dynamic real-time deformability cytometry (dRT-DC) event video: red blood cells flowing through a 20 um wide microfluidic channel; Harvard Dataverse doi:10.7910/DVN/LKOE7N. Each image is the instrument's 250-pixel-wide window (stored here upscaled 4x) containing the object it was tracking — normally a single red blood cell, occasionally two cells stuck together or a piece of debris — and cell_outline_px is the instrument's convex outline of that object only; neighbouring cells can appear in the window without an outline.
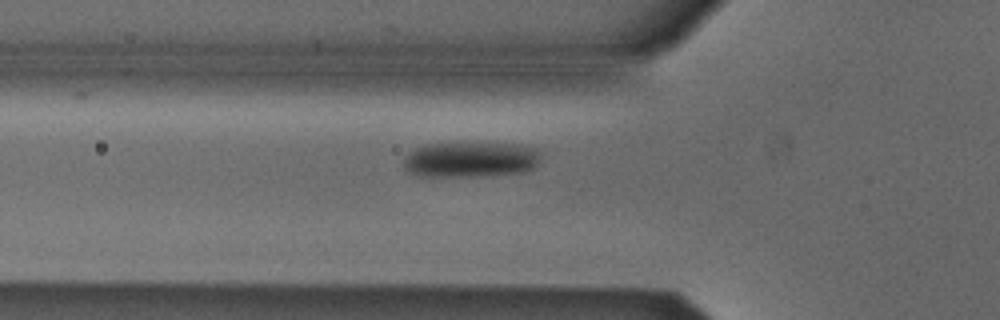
{"species": "Egyptian fruit bat (a non-hibernating species)", "species_latin": "Rousettus aegyptiacus", "temperature_condition": "cold", "stored_images_in_passage": 34, "camera_frame_rate_fps": 3000, "um_per_image_px": 0.085, "animal": {"sex": "male"}, "frame": {"image": 1, "passage_image": 2, "time_ms": 0.333, "image_size_px": [1000, 320], "cell_outline_px": [[540, 160], [532, 168], [524, 172], [484, 176], [416, 176], [408, 172], [404, 168], [404, 160], [408, 152], [424, 144], [516, 144], [536, 148], [540, 152]], "centroid_in_image_um": [39.98, 13.58], "position_along_channel_um": 85.8, "area_um2": 28.26}}
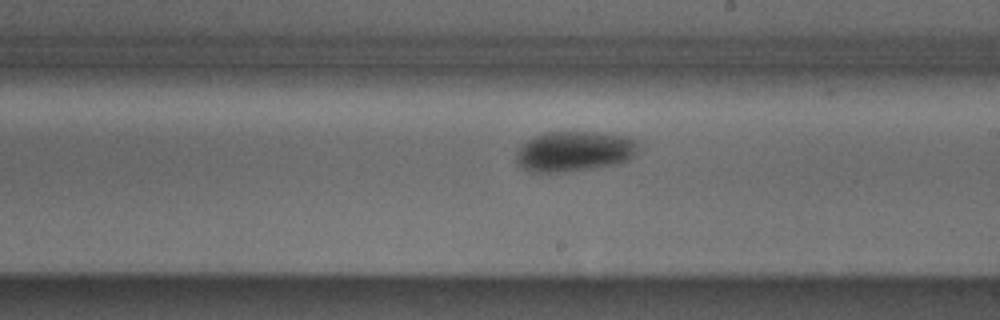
{"frame": {"image": 2, "passage_image": 14, "time_ms": 4.333, "image_size_px": [1000, 320], "cell_outline_px": [[640, 148], [636, 156], [620, 164], [572, 172], [528, 172], [520, 168], [516, 164], [516, 152], [520, 144], [532, 136], [544, 132], [596, 132], [628, 136], [640, 140]], "centroid_in_image_um": [48.84, 12.87], "position_along_channel_um": 240.2, "area_um2": 29.88}}
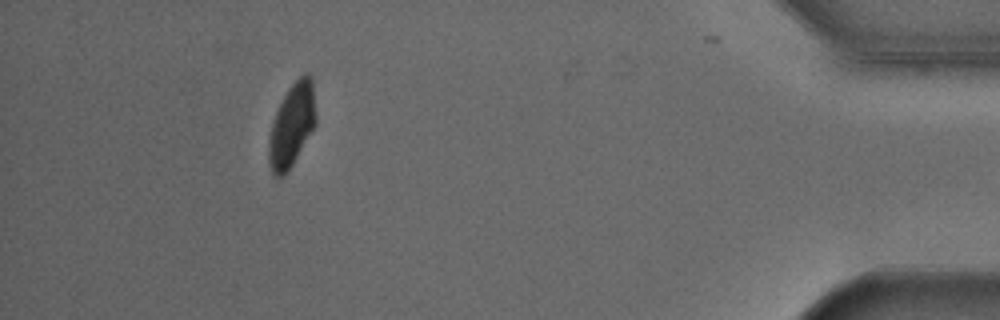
{"frame": {"image": 3, "passage_image": 32, "time_ms": 10.333, "image_size_px": [1000, 320], "cell_outline_px": [[316, 124], [288, 172], [284, 176], [276, 180], [272, 176], [268, 164], [268, 140], [272, 124], [276, 112], [288, 88], [304, 72], [308, 72], [312, 76], [316, 116]], "centroid_in_image_um": [24.79, 10.69], "position_along_channel_um": 410.4, "area_um2": 23.18}}